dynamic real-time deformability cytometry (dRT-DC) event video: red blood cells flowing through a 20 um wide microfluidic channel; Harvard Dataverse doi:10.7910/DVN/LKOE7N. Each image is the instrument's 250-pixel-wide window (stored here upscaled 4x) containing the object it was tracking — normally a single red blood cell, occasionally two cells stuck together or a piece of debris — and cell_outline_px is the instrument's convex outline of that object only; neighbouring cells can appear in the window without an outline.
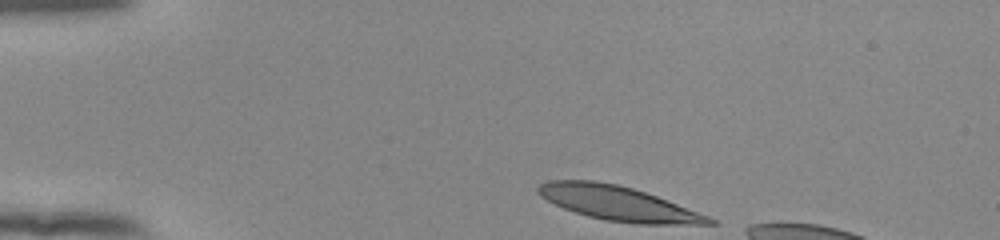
{"species": "human", "species_latin": "Homo sapiens", "temperature_condition": "room temperature", "stored_images_in_passage": 36, "camera_frame_rate_fps": 3000, "um_per_image_px": 0.085, "donor": {"sex": "female"}, "frame": {"image": 1, "passage_image": 1, "time_ms": 0.0, "image_size_px": [1000, 240], "cell_outline_px": [[720, 224], [636, 224], [604, 220], [588, 216], [564, 208], [540, 196], [536, 192], [536, 188], [540, 184], [548, 180], [596, 180], [616, 184], [632, 188], [656, 196], [708, 216], [716, 220]], "centroid_in_image_um": [52.52, 17.28], "position_along_channel_um": 32.5, "area_um2": 34.04}}
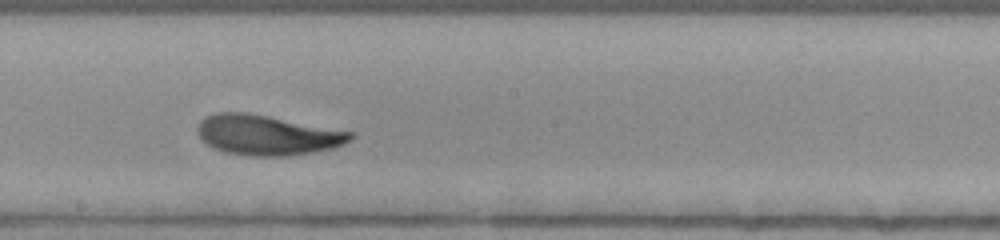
{"frame": {"image": 2, "passage_image": 21, "time_ms": 6.667, "image_size_px": [1000, 240], "cell_outline_px": [[356, 136], [352, 140], [344, 144], [332, 148], [312, 152], [288, 156], [252, 156], [228, 152], [212, 148], [196, 132], [196, 128], [200, 120], [204, 116], [216, 112], [244, 112], [268, 116], [352, 132]], "centroid_in_image_um": [22.69, 11.47], "position_along_channel_um": 225.5, "area_um2": 35.6}}
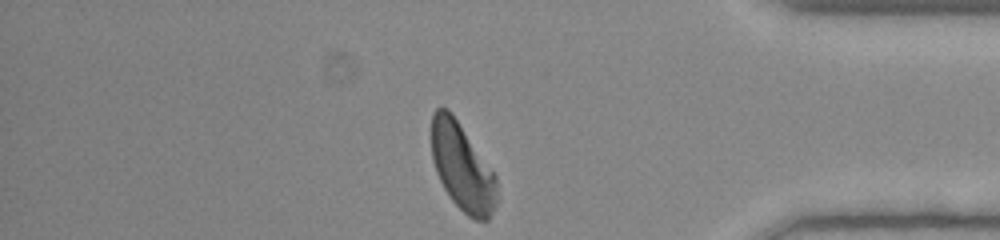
{"frame": {"image": 3, "passage_image": 36, "time_ms": 11.667, "image_size_px": [1000, 240], "cell_outline_px": [[500, 196], [496, 208], [488, 220], [472, 220], [448, 196], [436, 172], [432, 160], [432, 112], [436, 108], [448, 108], [452, 112], [496, 176]], "centroid_in_image_um": [39.32, 14.25], "position_along_channel_um": 395.9, "area_um2": 33.58}, "authors_computed_cell_mechanics": {"area_um2": 35.4892, "velocity_mm_per_s": 3.8685, "shape_relaxation_time_tau1_ms": 4.2095, "shape_relaxation_time_tau2_ms": 1.783, "deformation_change_tau1": 0.1647, "deformation_change_tau2": 0.0768}}